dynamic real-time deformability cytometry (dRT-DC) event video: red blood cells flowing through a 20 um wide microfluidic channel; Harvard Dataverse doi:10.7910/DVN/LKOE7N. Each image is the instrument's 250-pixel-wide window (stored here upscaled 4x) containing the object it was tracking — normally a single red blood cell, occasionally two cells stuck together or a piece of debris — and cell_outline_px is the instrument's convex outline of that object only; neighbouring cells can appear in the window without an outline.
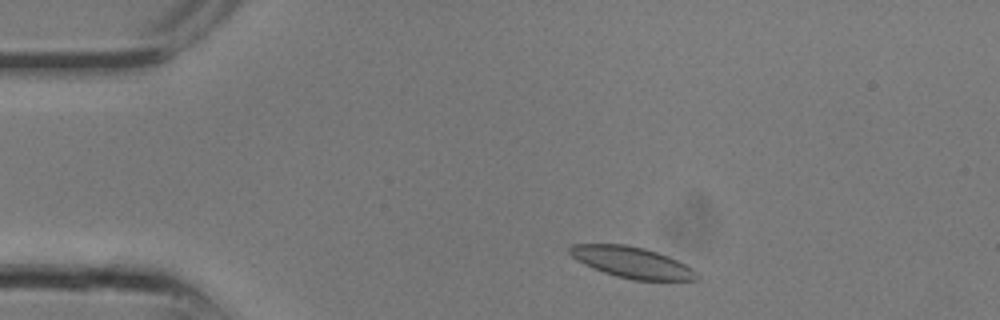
{"species": "common noctule bat (a hibernating species)", "species_latin": "Nyctalus noctula", "temperature_condition": "room temperature", "stored_images_in_passage": 5, "camera_frame_rate_fps": 3000, "um_per_image_px": 0.085, "animal": {"sex": "male", "body_mass_g": 13.3}, "frame": {"image": 1, "passage_image": 2, "time_ms": 0.333, "image_size_px": [1000, 320], "cell_outline_px": [[700, 276], [696, 280], [632, 280], [616, 276], [604, 272], [584, 264], [576, 260], [568, 252], [568, 248], [572, 244], [624, 244], [644, 248], [668, 256], [692, 268]], "centroid_in_image_um": [53.69, 22.3], "position_along_channel_um": 31.3, "area_um2": 22.89}}